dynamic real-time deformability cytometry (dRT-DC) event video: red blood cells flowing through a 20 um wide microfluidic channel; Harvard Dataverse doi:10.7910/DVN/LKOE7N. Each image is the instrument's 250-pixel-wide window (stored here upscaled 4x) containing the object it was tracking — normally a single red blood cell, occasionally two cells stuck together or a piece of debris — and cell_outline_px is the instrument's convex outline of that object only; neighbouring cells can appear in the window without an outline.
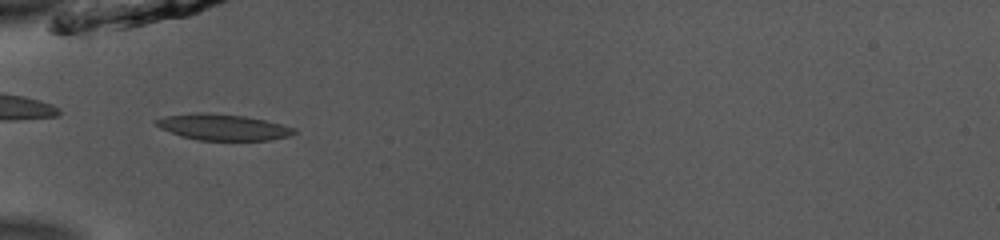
{"species": "common noctule bat (a hibernating species)", "species_latin": "Nyctalus noctula", "temperature_condition": "room temperature", "stored_images_in_passage": 53, "camera_frame_rate_fps": 3000, "um_per_image_px": 0.085, "animal": {"sex": "male", "body_mass_g": 13.0, "forearm_length_mm": 53.1}, "frame": {"image": 1, "passage_image": 19, "time_ms": 6.0, "image_size_px": [1000, 240], "cell_outline_px": [[296, 132], [288, 136], [272, 140], [196, 140], [180, 136], [160, 128], [152, 120], [164, 116], [196, 112], [208, 112], [244, 116], [264, 120], [296, 128]], "centroid_in_image_um": [18.9, 10.8], "position_along_channel_um": 66.1, "area_um2": 21.1}}
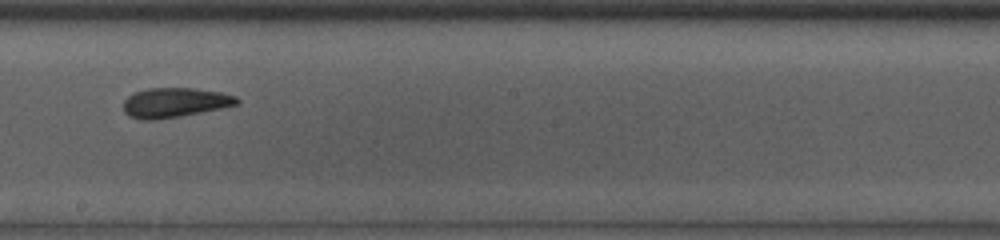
{"frame": {"image": 2, "passage_image": 32, "time_ms": 10.333, "image_size_px": [1000, 240], "cell_outline_px": [[240, 104], [180, 116], [152, 120], [144, 120], [128, 116], [124, 112], [124, 100], [128, 96], [136, 92], [148, 88], [192, 88], [220, 92], [236, 96], [240, 100]], "centroid_in_image_um": [14.85, 8.72], "position_along_channel_um": 233.3, "area_um2": 19.48}}
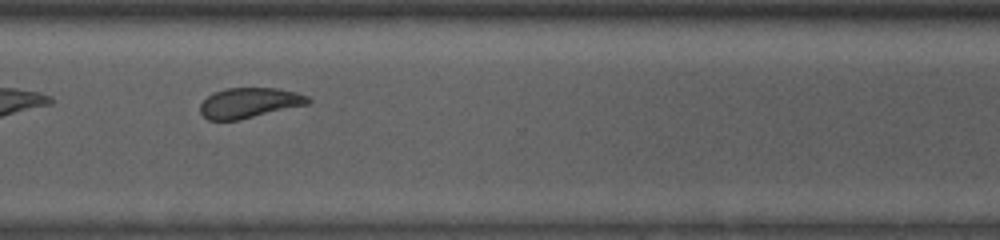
{"frame": {"image": 3, "passage_image": 41, "time_ms": 13.333, "image_size_px": [1000, 240], "cell_outline_px": [[312, 100], [308, 104], [240, 120], [208, 120], [200, 112], [200, 104], [212, 92], [228, 88], [276, 88], [296, 92], [308, 96]], "centroid_in_image_um": [21.19, 8.74], "position_along_channel_um": 349.4, "area_um2": 19.02}, "authors_computed_cell_mechanics": {"area_um2": 20.6346, "velocity_mm_per_s": 3.8827, "shape_relaxation_time_tau1_ms": 6.242, "shape_relaxation_time_tau2_ms": 2.0289, "deformation_change_tau1": 0.1655, "deformation_change_tau2": 0.0859}}